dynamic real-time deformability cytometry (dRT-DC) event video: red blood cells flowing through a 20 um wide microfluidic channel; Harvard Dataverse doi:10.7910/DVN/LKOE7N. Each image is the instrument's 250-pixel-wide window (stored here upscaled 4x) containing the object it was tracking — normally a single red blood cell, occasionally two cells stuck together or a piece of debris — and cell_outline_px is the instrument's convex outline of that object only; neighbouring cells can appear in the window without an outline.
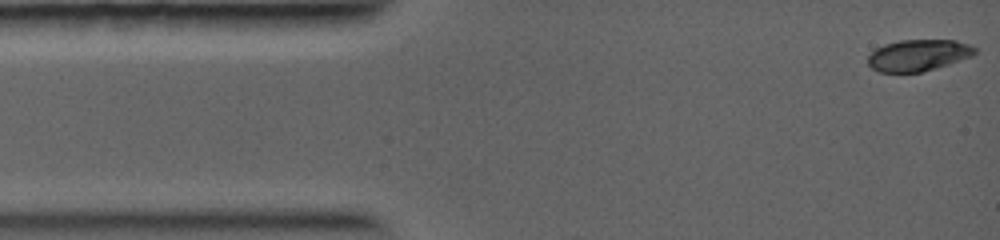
{"species": "common noctule bat (a hibernating species)", "species_latin": "Nyctalus noctula", "temperature_condition": "warm", "stored_images_in_passage": 4, "camera_frame_rate_fps": 5000, "um_per_image_px": 0.085, "animal": {"sex": "female", "body_mass_g": 19.0, "forearm_length_mm": 56.7}, "frame": {"image": 1, "passage_image": 1, "time_ms": 0.0, "image_size_px": [1000, 240], "cell_outline_px": [[976, 52], [972, 56], [948, 64], [920, 72], [880, 72], [872, 68], [868, 64], [868, 56], [876, 48], [884, 44], [900, 40], [956, 40], [968, 44], [976, 48]], "centroid_in_image_um": [78.04, 4.69], "position_along_channel_um": 7.0, "area_um2": 19.48}}
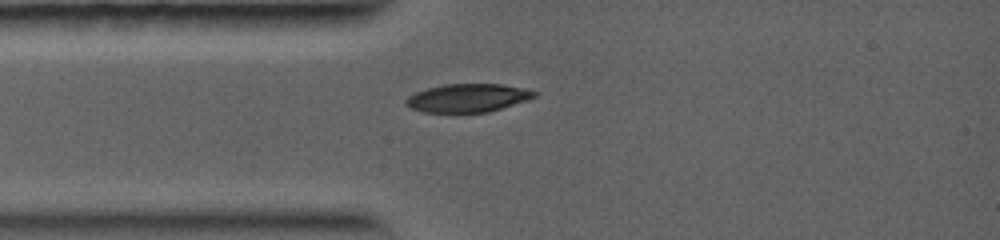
{"frame": {"image": 2, "passage_image": 4, "time_ms": 2.4, "image_size_px": [1000, 240], "cell_outline_px": [[536, 96], [528, 100], [488, 112], [424, 112], [412, 108], [404, 104], [404, 100], [408, 96], [416, 92], [428, 88], [444, 84], [500, 84], [528, 88], [536, 92]], "centroid_in_image_um": [39.77, 8.32], "position_along_channel_um": 45.2, "area_um2": 21.15}}